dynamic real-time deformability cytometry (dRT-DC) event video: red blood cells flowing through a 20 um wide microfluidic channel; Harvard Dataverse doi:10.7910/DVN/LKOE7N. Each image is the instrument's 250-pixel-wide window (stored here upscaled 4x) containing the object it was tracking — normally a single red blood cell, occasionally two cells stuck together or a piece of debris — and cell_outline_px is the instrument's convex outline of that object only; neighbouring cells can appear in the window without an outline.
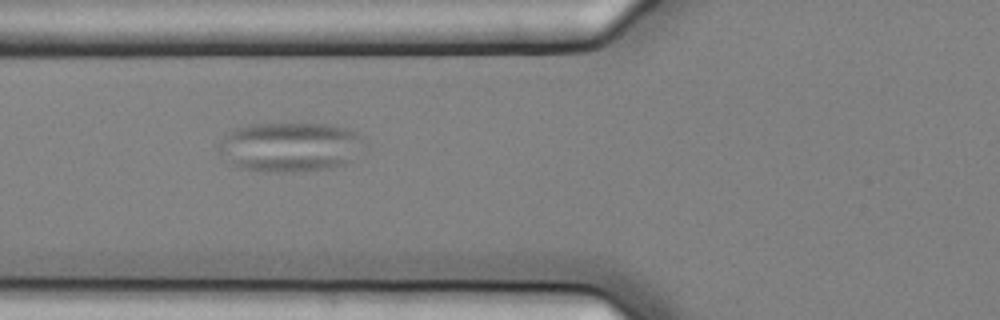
{"species": "common noctule bat (a hibernating species)", "species_latin": "Nyctalus noctula", "temperature_condition": "cold", "stored_images_in_passage": 5, "camera_frame_rate_fps": 3000, "um_per_image_px": 0.085, "animal": {"sex": "female", "body_mass_g": 25.1}, "frame": {"image": 1, "passage_image": 2, "time_ms": 0.333, "image_size_px": [1000, 320], "cell_outline_px": [[360, 140], [352, 160], [348, 164], [328, 168], [292, 172], [264, 172], [240, 168], [228, 164], [216, 148], [236, 128], [248, 124], [332, 124], [348, 128], [356, 132], [360, 136]], "centroid_in_image_um": [24.59, 12.5], "position_along_channel_um": 101.2, "area_um2": 41.67}}